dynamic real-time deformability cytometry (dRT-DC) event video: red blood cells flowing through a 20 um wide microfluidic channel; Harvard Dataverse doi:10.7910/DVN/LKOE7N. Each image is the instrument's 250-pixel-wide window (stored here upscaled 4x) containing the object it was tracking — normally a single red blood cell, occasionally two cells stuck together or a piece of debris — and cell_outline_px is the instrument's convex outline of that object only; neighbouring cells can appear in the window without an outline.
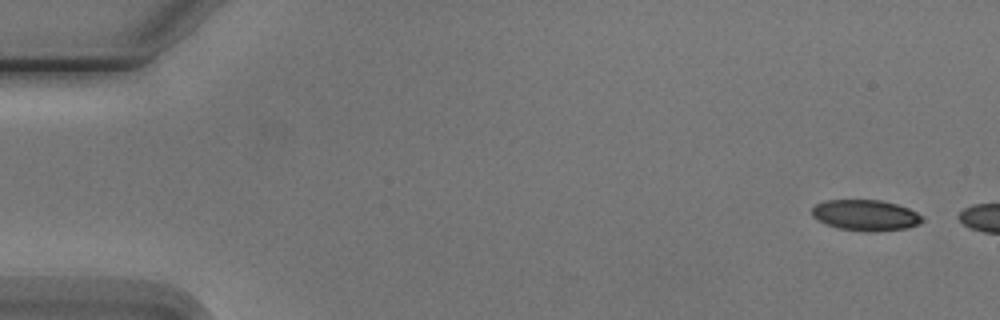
{"species": "Egyptian fruit bat (a non-hibernating species)", "species_latin": "Rousettus aegyptiacus", "temperature_condition": "cold", "stored_images_in_passage": 4, "camera_frame_rate_fps": 3000, "um_per_image_px": 0.085, "animal": {"sex": "male"}, "frame": {"image": 1, "passage_image": 1, "time_ms": 0.0, "image_size_px": [1000, 320], "cell_outline_px": [[924, 220], [920, 224], [908, 228], [876, 232], [868, 232], [836, 228], [812, 216], [812, 208], [816, 204], [828, 200], [880, 200], [896, 204], [908, 208], [924, 216]], "centroid_in_image_um": [73.62, 18.3], "position_along_channel_um": 11.4, "area_um2": 19.94}}